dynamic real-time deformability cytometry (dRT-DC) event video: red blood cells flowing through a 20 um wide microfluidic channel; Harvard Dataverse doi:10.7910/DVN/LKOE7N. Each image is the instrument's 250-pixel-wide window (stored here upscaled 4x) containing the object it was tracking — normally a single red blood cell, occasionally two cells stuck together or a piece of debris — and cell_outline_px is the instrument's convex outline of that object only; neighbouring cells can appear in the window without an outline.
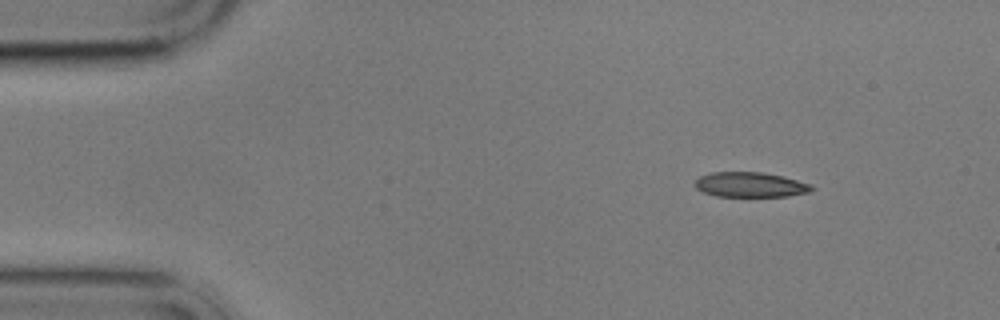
{"species": "common noctule bat (a hibernating species)", "species_latin": "Nyctalus noctula", "temperature_condition": "cold", "stored_images_in_passage": 6, "camera_frame_rate_fps": 3000, "um_per_image_px": 0.085, "animal": {"sex": "male", "body_mass_g": 17.9}, "frame": {"image": 1, "passage_image": 1, "time_ms": 0.0, "image_size_px": [1000, 320], "cell_outline_px": [[816, 188], [808, 192], [788, 196], [716, 196], [704, 192], [696, 188], [692, 184], [700, 176], [712, 172], [760, 172], [780, 176], [812, 184]], "centroid_in_image_um": [63.76, 15.7], "position_along_channel_um": 21.2, "area_um2": 16.88}}
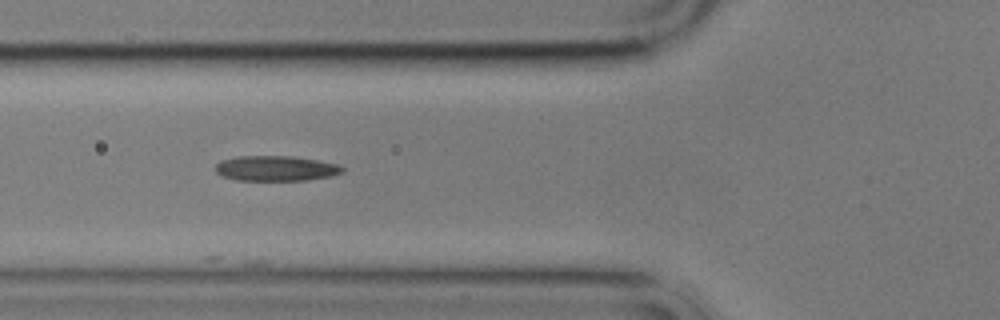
{"frame": {"image": 2, "passage_image": 5, "time_ms": 4.667, "image_size_px": [1000, 320], "cell_outline_px": [[344, 172], [332, 176], [304, 180], [236, 180], [220, 176], [216, 172], [216, 164], [220, 160], [240, 156], [292, 156], [340, 164], [344, 168]], "centroid_in_image_um": [23.45, 14.31], "position_along_channel_um": 102.4, "area_um2": 18.73}}
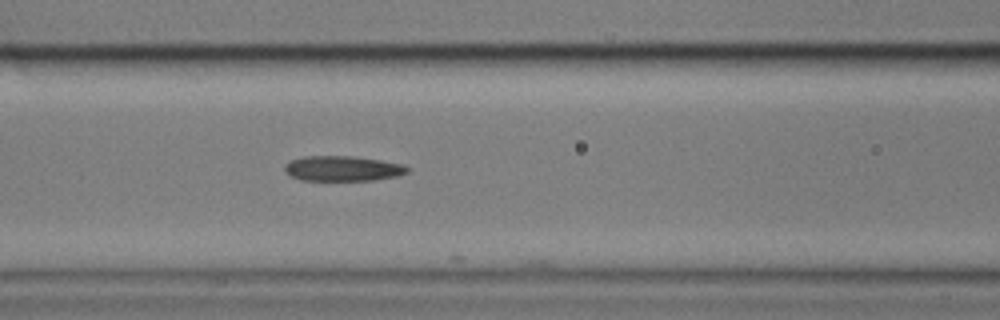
{"frame": {"image": 3, "passage_image": 6, "time_ms": 5.667, "image_size_px": [1000, 320], "cell_outline_px": [[412, 168], [408, 172], [396, 176], [372, 180], [300, 180], [292, 176], [284, 168], [284, 164], [292, 160], [304, 156], [352, 156], [380, 160], [404, 164]], "centroid_in_image_um": [29.17, 14.32], "position_along_channel_um": 137.4, "area_um2": 17.92}}